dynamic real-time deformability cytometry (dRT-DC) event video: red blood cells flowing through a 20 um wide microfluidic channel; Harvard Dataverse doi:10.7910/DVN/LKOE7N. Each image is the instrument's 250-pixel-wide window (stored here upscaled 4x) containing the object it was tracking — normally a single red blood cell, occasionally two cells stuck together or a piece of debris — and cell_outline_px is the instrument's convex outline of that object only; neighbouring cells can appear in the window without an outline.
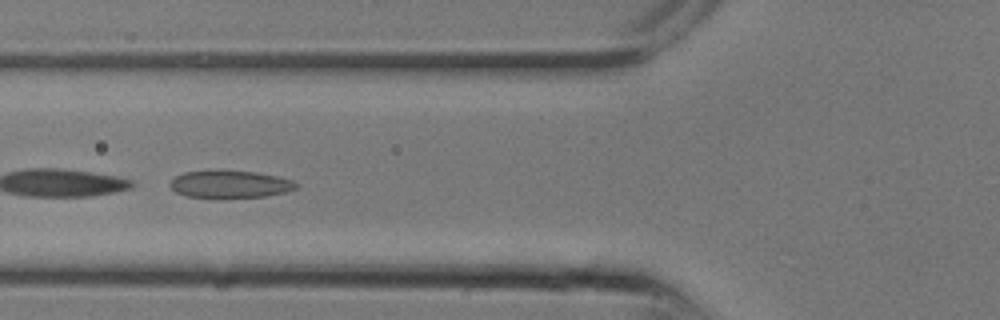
{"species": "common noctule bat (a hibernating species)", "species_latin": "Nyctalus noctula", "temperature_condition": "room temperature", "stored_images_in_passage": 14, "camera_frame_rate_fps": 3000, "um_per_image_px": 0.085, "animal": {"sex": "male", "body_mass_g": 13.3}, "frame": {"image": 1, "passage_image": 5, "time_ms": 1.333, "image_size_px": [1000, 320], "cell_outline_px": [[300, 184], [296, 188], [284, 192], [268, 196], [184, 196], [176, 192], [168, 184], [176, 176], [184, 172], [216, 168], [256, 172], [276, 176], [292, 180]], "centroid_in_image_um": [19.53, 15.6], "position_along_channel_um": 106.3, "area_um2": 20.17}}
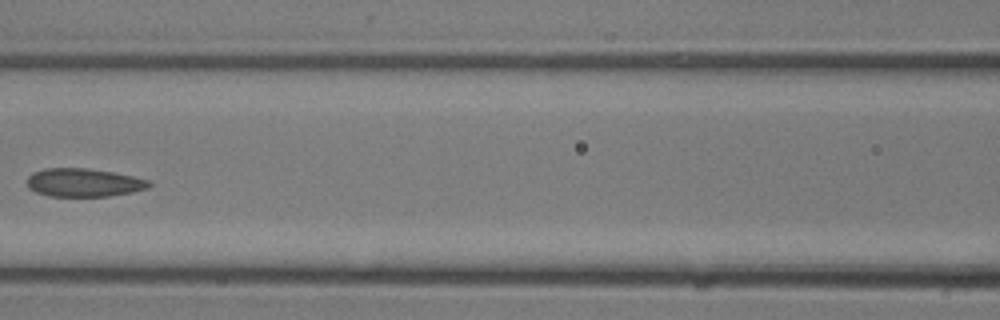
{"frame": {"image": 2, "passage_image": 7, "time_ms": 2.0, "image_size_px": [1000, 320], "cell_outline_px": [[152, 184], [148, 188], [132, 192], [108, 196], [48, 196], [36, 192], [28, 188], [28, 176], [32, 172], [44, 168], [88, 168], [112, 172], [152, 180]], "centroid_in_image_um": [7.12, 15.51], "position_along_channel_um": 159.5, "area_um2": 20.23}}
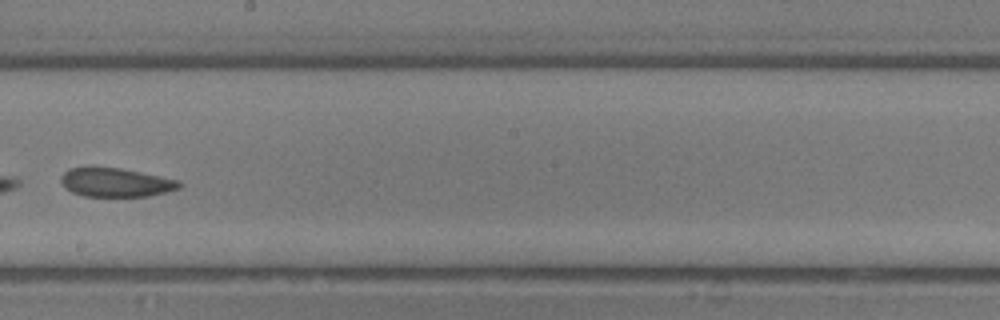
{"frame": {"image": 3, "passage_image": 10, "time_ms": 3.0, "image_size_px": [1000, 320], "cell_outline_px": [[184, 184], [180, 188], [148, 196], [84, 196], [72, 192], [64, 188], [60, 180], [60, 176], [68, 168], [120, 168], [180, 180]], "centroid_in_image_um": [9.84, 15.51], "position_along_channel_um": 238.4, "area_um2": 19.77}}